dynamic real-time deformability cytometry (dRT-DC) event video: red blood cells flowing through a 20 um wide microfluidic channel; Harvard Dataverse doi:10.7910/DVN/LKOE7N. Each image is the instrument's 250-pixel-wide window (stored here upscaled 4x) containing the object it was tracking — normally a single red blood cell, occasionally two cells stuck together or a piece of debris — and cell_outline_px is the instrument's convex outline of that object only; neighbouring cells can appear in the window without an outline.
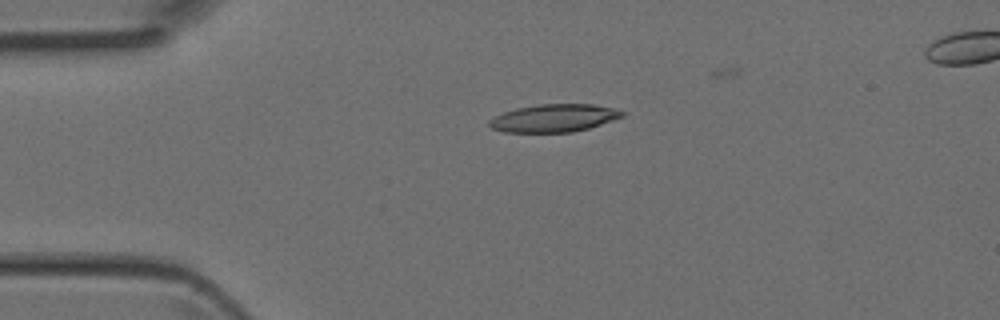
{"species": "Egyptian fruit bat (a non-hibernating species)", "species_latin": "Rousettus aegyptiacus", "temperature_condition": "room temperature", "stored_images_in_passage": 5, "camera_frame_rate_fps": 3000, "um_per_image_px": 0.085, "animal": {"sex": "female"}, "frame": {"image": 1, "passage_image": 3, "time_ms": 0.667, "image_size_px": [1000, 320], "cell_outline_px": [[624, 116], [588, 128], [572, 132], [504, 132], [492, 128], [488, 124], [488, 120], [504, 112], [516, 108], [540, 104], [592, 104], [616, 108], [624, 112]], "centroid_in_image_um": [47.08, 10.03], "position_along_channel_um": 37.9, "area_um2": 21.39}}